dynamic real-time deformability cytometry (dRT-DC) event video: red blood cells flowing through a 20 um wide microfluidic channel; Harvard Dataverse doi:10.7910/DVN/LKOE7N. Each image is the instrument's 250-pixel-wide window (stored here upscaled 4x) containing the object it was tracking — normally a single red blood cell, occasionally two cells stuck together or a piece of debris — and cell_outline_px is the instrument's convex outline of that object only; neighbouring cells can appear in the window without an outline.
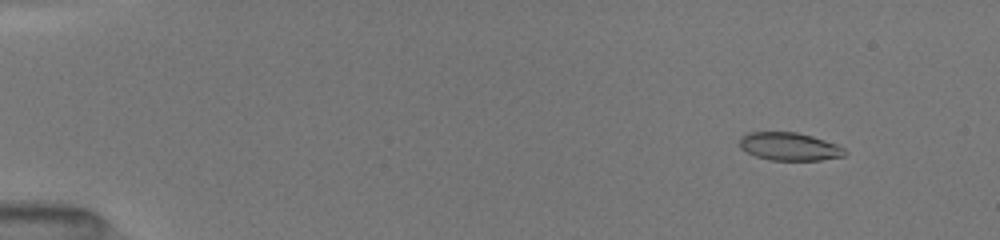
{"species": "common noctule bat (a hibernating species)", "species_latin": "Nyctalus noctula", "temperature_condition": "room temperature", "stored_images_in_passage": 17, "camera_frame_rate_fps": 3000, "um_per_image_px": 0.085, "animal": {"sex": "female", "body_mass_g": 19.5, "forearm_length_mm": 54.1}, "frame": {"image": 1, "passage_image": 5, "time_ms": 1.667, "image_size_px": [1000, 240], "cell_outline_px": [[848, 152], [844, 156], [820, 160], [768, 160], [756, 156], [740, 148], [740, 136], [748, 132], [796, 132], [812, 136], [836, 144], [844, 148]], "centroid_in_image_um": [67.09, 12.45], "position_along_channel_um": 17.9, "area_um2": 17.17}}
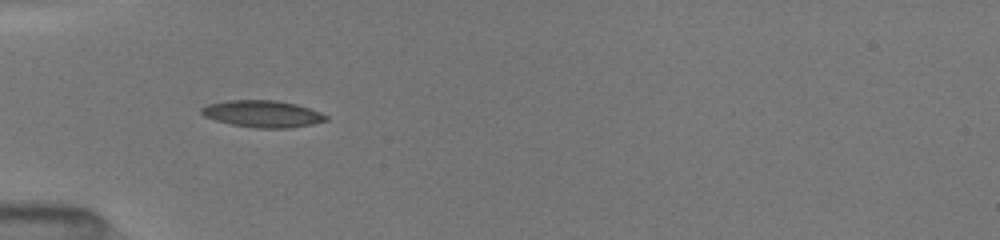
{"frame": {"image": 2, "passage_image": 14, "time_ms": 5.667, "image_size_px": [1000, 240], "cell_outline_px": [[328, 120], [312, 124], [288, 128], [256, 128], [232, 124], [216, 120], [204, 116], [200, 112], [200, 108], [208, 104], [228, 100], [276, 100], [296, 104], [320, 112], [328, 116]], "centroid_in_image_um": [22.31, 9.67], "position_along_channel_um": 62.7, "area_um2": 19.42}}
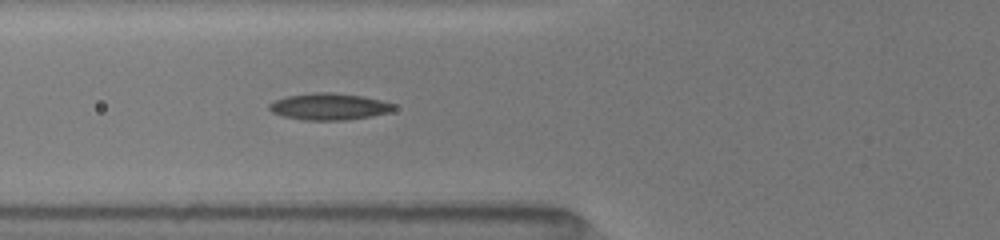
{"frame": {"image": 3, "passage_image": 17, "time_ms": 6.667, "image_size_px": [1000, 240], "cell_outline_px": [[396, 108], [388, 112], [372, 116], [344, 120], [304, 120], [284, 116], [272, 112], [268, 108], [268, 104], [276, 100], [288, 96], [312, 92], [332, 92], [360, 96], [380, 100], [396, 104]], "centroid_in_image_um": [27.97, 9.06], "position_along_channel_um": 97.8, "area_um2": 19.25}}